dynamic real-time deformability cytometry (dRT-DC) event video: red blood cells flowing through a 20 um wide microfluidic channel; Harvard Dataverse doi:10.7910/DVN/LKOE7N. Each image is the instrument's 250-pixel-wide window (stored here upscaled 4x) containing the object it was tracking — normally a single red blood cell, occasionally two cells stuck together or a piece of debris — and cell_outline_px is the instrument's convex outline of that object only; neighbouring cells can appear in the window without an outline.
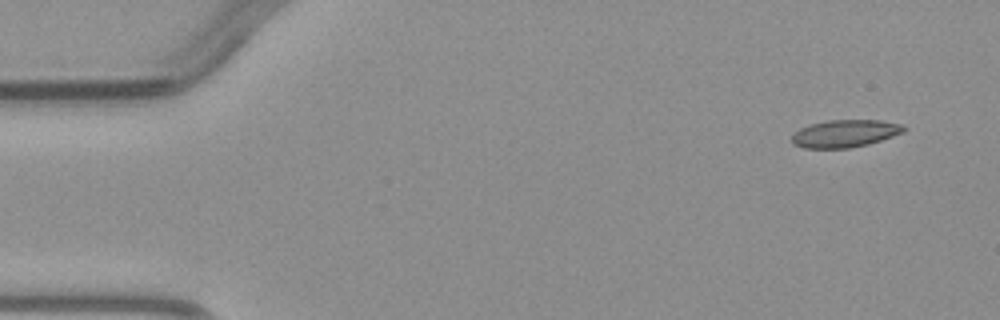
{"species": "common noctule bat (a hibernating species)", "species_latin": "Nyctalus noctula", "temperature_condition": "warm", "stored_images_in_passage": 3, "camera_frame_rate_fps": 3000, "um_per_image_px": 0.085, "animal": {"sex": "male", "body_mass_g": 23.1, "forearm_length_mm": 52.7}, "frame": {"image": 1, "passage_image": 1, "time_ms": 0.0, "image_size_px": [1000, 320], "cell_outline_px": [[904, 132], [868, 144], [848, 148], [804, 148], [792, 144], [792, 136], [800, 128], [808, 124], [828, 120], [880, 120], [904, 124]], "centroid_in_image_um": [71.8, 11.34], "position_along_channel_um": 13.2, "area_um2": 17.92}}